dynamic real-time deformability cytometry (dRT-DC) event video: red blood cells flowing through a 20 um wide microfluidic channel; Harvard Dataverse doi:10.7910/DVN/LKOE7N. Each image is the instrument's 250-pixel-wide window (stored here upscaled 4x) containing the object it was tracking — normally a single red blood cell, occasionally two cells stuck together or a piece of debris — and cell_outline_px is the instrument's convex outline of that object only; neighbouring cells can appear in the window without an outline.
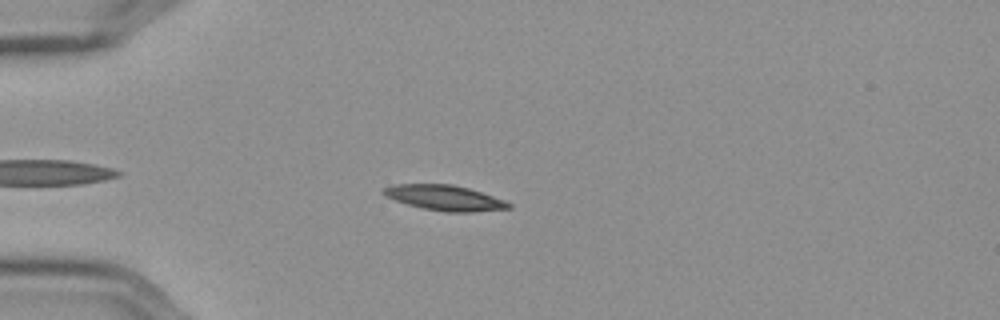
{"species": "Egyptian fruit bat (a non-hibernating species)", "species_latin": "Rousettus aegyptiacus", "temperature_condition": "cold", "stored_images_in_passage": 49, "camera_frame_rate_fps": 3000, "um_per_image_px": 0.085, "frame": {"image": 1, "passage_image": 8, "time_ms": 2.333, "image_size_px": [1000, 320], "cell_outline_px": [[512, 208], [472, 212], [444, 212], [424, 208], [408, 204], [396, 200], [380, 192], [384, 188], [392, 184], [452, 184], [468, 188], [504, 200], [512, 204]], "centroid_in_image_um": [37.81, 16.81], "position_along_channel_um": 47.2, "area_um2": 18.26}}
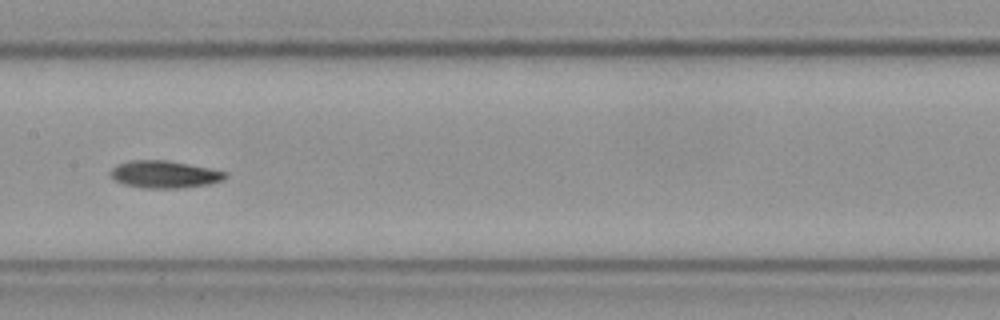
{"frame": {"image": 2, "passage_image": 22, "time_ms": 7.0, "image_size_px": [1000, 320], "cell_outline_px": [[228, 176], [220, 180], [208, 184], [184, 188], [140, 188], [124, 184], [116, 180], [108, 172], [116, 164], [128, 160], [164, 160], [188, 164], [208, 168], [224, 172]], "centroid_in_image_um": [13.91, 14.82], "position_along_channel_um": 193.5, "area_um2": 18.15}}
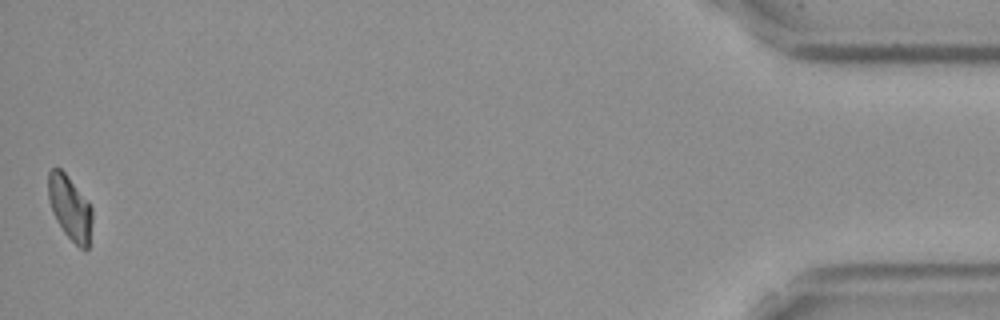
{"frame": {"image": 3, "passage_image": 49, "time_ms": 16.0, "image_size_px": [1000, 320], "cell_outline_px": [[92, 220], [88, 248], [84, 252], [64, 232], [56, 220], [52, 212], [48, 200], [48, 172], [52, 168], [60, 168], [68, 176], [92, 208]], "centroid_in_image_um": [5.93, 17.67], "position_along_channel_um": 429.3, "area_um2": 16.36}, "authors_computed_cell_mechanics": {"area_um2": 17.629, "velocity_mm_per_s": 3.5874, "shape_relaxation_time_tau1_ms": 5.0662, "shape_relaxation_time_tau2_ms": 9.617, "deformation_change_tau1": 0.1509, "deformation_change_tau2": 0.1452}}